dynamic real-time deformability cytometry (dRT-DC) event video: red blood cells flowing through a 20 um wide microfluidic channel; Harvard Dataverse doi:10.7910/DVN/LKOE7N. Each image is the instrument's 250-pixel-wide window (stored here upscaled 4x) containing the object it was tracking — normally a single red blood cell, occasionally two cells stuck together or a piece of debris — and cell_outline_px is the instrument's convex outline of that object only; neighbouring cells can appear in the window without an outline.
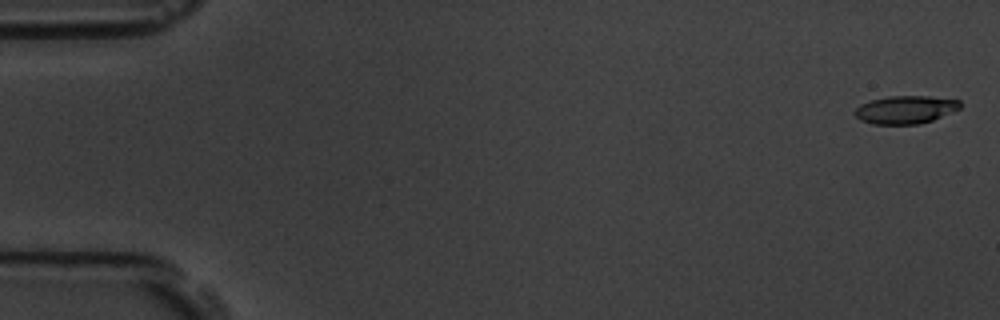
{"species": "common noctule bat (a hibernating species)", "species_latin": "Nyctalus noctula", "temperature_condition": "room temperature", "stored_images_in_passage": 58, "camera_frame_rate_fps": 3000, "um_per_image_px": 0.085, "animal": {"sex": "male", "body_mass_g": 19.5, "forearm_length_mm": 54.6}, "frame": {"image": 1, "passage_image": 2, "time_ms": 0.333, "image_size_px": [1000, 320], "cell_outline_px": [[960, 108], [932, 120], [920, 124], [872, 124], [860, 120], [856, 116], [856, 108], [860, 104], [872, 100], [888, 96], [928, 96], [960, 100]], "centroid_in_image_um": [76.95, 9.32], "position_along_channel_um": 8.0, "area_um2": 16.99}}
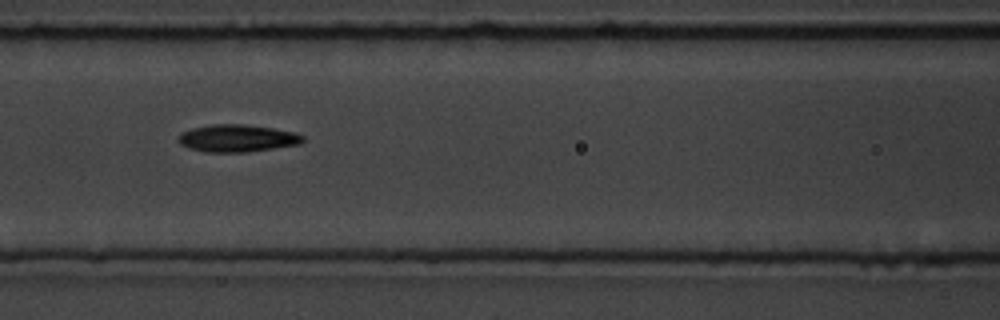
{"frame": {"image": 2, "passage_image": 26, "time_ms": 8.333, "image_size_px": [1000, 320], "cell_outline_px": [[304, 140], [300, 144], [248, 152], [204, 152], [188, 148], [180, 144], [176, 140], [180, 132], [192, 128], [212, 124], [244, 124], [272, 128], [296, 132], [304, 136]], "centroid_in_image_um": [20.13, 11.75], "position_along_channel_um": 146.5, "area_um2": 20.06}}
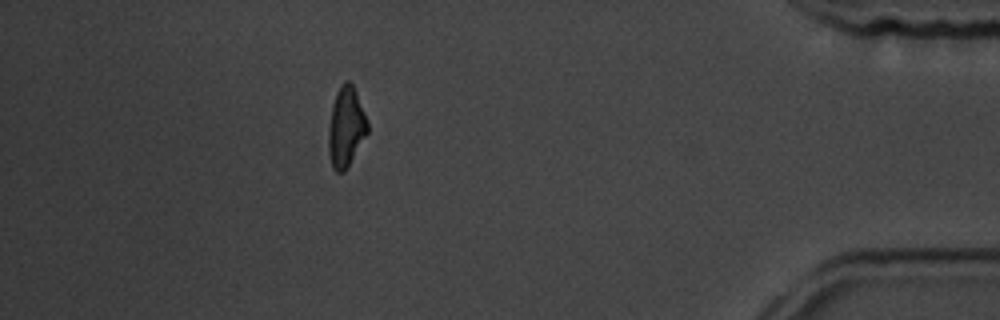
{"frame": {"image": 3, "passage_image": 52, "time_ms": 17.0, "image_size_px": [1000, 320], "cell_outline_px": [[368, 132], [344, 172], [336, 172], [332, 168], [328, 152], [328, 128], [332, 104], [336, 92], [340, 84], [344, 80], [348, 80], [352, 84], [356, 92], [368, 120]], "centroid_in_image_um": [29.39, 10.78], "position_along_channel_um": 405.8, "area_um2": 18.32}, "authors_computed_cell_mechanics": {"area_um2": 18.3226, "velocity_mm_per_s": 3.5598, "shape_relaxation_time_tau1_ms": 3.8653, "shape_relaxation_time_tau2_ms": 4.6431, "deformation_change_tau1": 0.1384, "deformation_change_tau2": 0.1254}}